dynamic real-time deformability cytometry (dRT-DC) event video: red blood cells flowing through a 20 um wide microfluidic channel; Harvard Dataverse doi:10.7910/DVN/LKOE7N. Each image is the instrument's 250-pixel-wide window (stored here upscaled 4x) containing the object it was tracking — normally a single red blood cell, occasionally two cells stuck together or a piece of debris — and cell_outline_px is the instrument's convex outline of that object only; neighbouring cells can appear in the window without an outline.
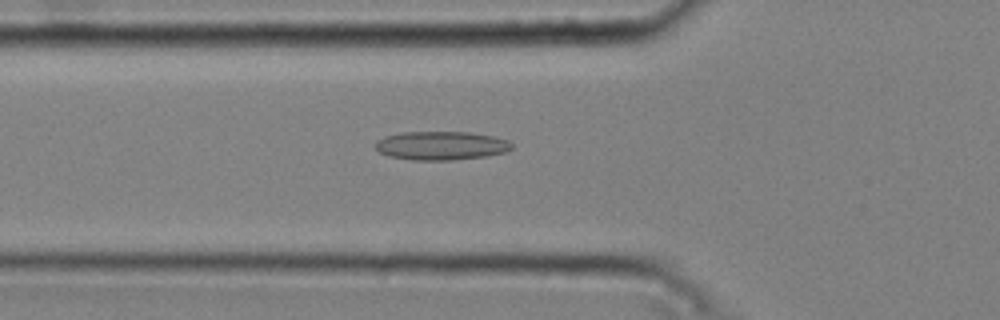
{"species": "common noctule bat (a hibernating species)", "species_latin": "Nyctalus noctula", "temperature_condition": "cold", "stored_images_in_passage": 44, "camera_frame_rate_fps": 3000, "um_per_image_px": 0.085, "animal": {"sex": "male", "body_mass_g": 20.4}, "frame": {"image": 1, "passage_image": 14, "time_ms": 4.333, "image_size_px": [1000, 320], "cell_outline_px": [[512, 148], [504, 152], [488, 156], [452, 160], [412, 160], [388, 156], [380, 152], [376, 148], [376, 140], [384, 136], [400, 132], [468, 132], [492, 136], [508, 140], [512, 144]], "centroid_in_image_um": [37.47, 12.38], "position_along_channel_um": 88.3, "area_um2": 22.83}}
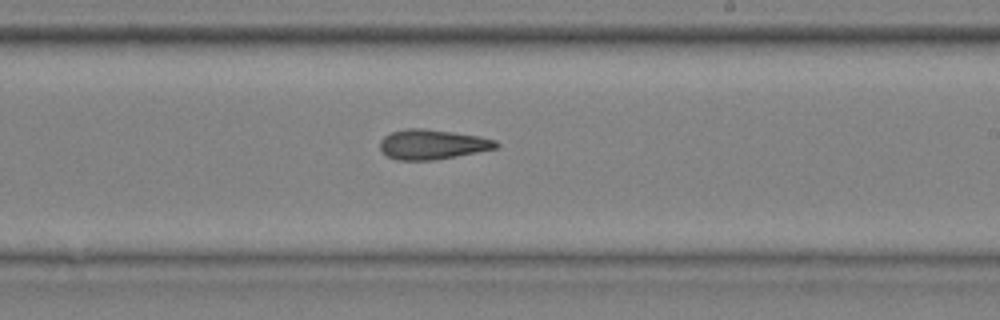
{"frame": {"image": 2, "passage_image": 27, "time_ms": 8.667, "image_size_px": [1000, 320], "cell_outline_px": [[500, 144], [496, 148], [456, 156], [432, 160], [396, 160], [388, 156], [380, 148], [380, 140], [384, 136], [392, 132], [408, 128], [424, 128], [480, 136], [496, 140]], "centroid_in_image_um": [36.74, 12.27], "position_along_channel_um": 252.3, "area_um2": 20.06}}
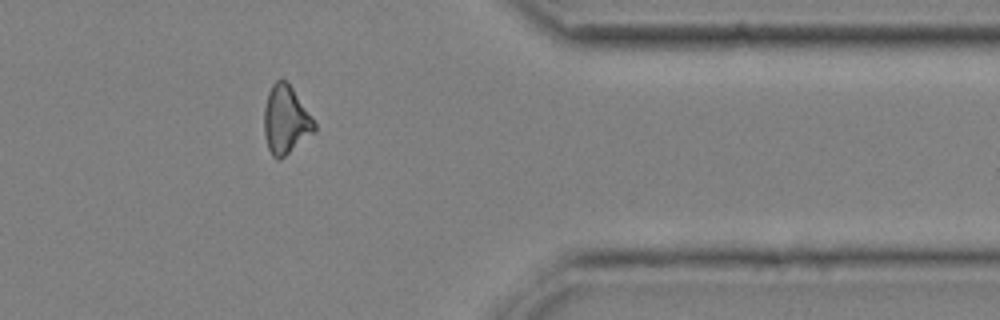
{"frame": {"image": 3, "passage_image": 39, "time_ms": 12.667, "image_size_px": [1000, 320], "cell_outline_px": [[316, 132], [280, 160], [276, 160], [272, 156], [268, 148], [264, 136], [264, 108], [268, 92], [272, 84], [276, 80], [284, 80], [292, 88], [316, 124]], "centroid_in_image_um": [24.27, 10.24], "position_along_channel_um": 387.1, "area_um2": 20.0}, "authors_computed_cell_mechanics": {"area_um2": 20.2878, "velocity_mm_per_s": 3.7777, "shape_relaxation_time_tau1_ms": null, "shape_relaxation_time_tau2_ms": 8.1524, "deformation_change_tau1": null, "deformation_change_tau2": 0.2045}}